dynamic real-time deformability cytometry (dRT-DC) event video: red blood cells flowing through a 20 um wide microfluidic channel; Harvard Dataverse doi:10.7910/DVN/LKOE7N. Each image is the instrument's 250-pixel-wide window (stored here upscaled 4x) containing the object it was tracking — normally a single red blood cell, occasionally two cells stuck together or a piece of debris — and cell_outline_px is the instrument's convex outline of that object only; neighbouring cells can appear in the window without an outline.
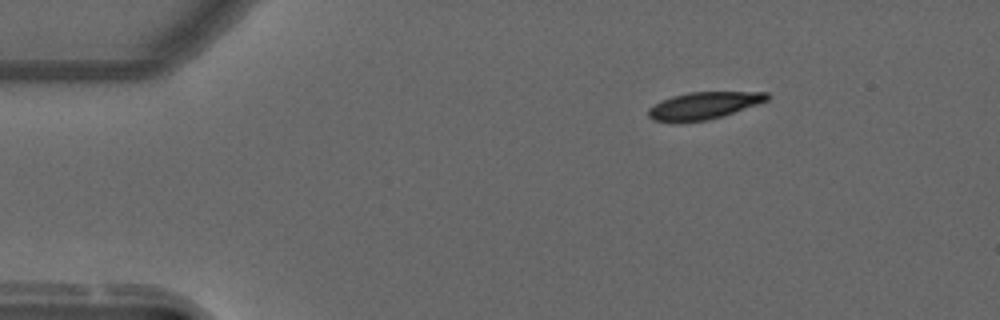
{"species": "common noctule bat (a hibernating species)", "species_latin": "Nyctalus noctula", "temperature_condition": "warm", "stored_images_in_passage": 8, "camera_frame_rate_fps": 3000, "um_per_image_px": 0.085, "animal": {"sex": "male", "forearm_length_mm": 52.5}, "frame": {"image": 1, "passage_image": 1, "time_ms": 0.0, "image_size_px": [1000, 320], "cell_outline_px": [[772, 96], [768, 100], [724, 116], [708, 120], [676, 124], [672, 124], [652, 120], [648, 116], [648, 108], [660, 100], [672, 96], [688, 92], [768, 92]], "centroid_in_image_um": [59.76, 9.0], "position_along_channel_um": 25.2, "area_um2": 19.36}}